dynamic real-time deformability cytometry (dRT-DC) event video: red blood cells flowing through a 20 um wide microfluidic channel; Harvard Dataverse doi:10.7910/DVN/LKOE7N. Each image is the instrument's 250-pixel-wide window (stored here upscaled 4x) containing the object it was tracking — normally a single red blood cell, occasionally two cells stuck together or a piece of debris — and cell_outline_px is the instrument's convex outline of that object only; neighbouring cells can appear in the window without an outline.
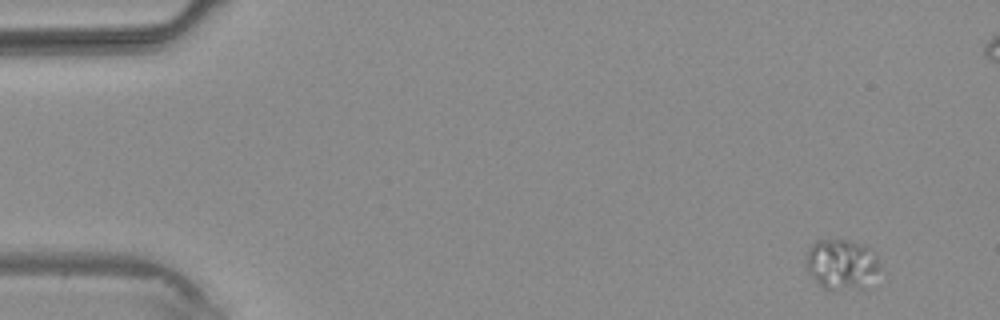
{"species": "common noctule bat (a hibernating species)", "species_latin": "Nyctalus noctula", "temperature_condition": "warm", "stored_images_in_passage": 4, "camera_frame_rate_fps": 3000, "um_per_image_px": 0.085, "animal": {"sex": "male", "body_mass_g": 20.4}, "frame": {"image": 1, "passage_image": 1, "time_ms": 0.0, "image_size_px": [1000, 320], "cell_outline_px": [[880, 268], [864, 288], [836, 292], [832, 292], [820, 288], [816, 284], [808, 272], [804, 260], [808, 248], [816, 240], [848, 240], [860, 244], [868, 248], [876, 256]], "centroid_in_image_um": [71.46, 22.52], "position_along_channel_um": 13.5, "area_um2": 22.14}}